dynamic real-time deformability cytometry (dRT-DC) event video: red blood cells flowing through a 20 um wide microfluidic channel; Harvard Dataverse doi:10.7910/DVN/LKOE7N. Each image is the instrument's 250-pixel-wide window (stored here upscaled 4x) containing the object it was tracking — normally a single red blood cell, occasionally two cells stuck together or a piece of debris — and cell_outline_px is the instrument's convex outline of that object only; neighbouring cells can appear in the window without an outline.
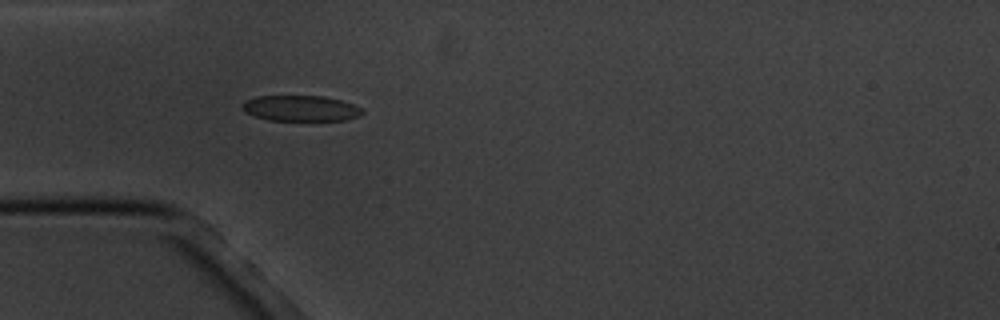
{"species": "common noctule bat (a hibernating species)", "species_latin": "Nyctalus noctula", "temperature_condition": "cold", "stored_images_in_passage": 6, "camera_frame_rate_fps": 3000, "um_per_image_px": 0.085, "animal": {"sex": "male", "body_mass_g": 20.1, "forearm_length_mm": 53.5}, "frame": {"image": 1, "passage_image": 5, "time_ms": 5.333, "image_size_px": [1000, 320], "cell_outline_px": [[364, 112], [360, 116], [344, 120], [268, 120], [244, 112], [240, 108], [240, 104], [244, 100], [256, 96], [324, 96], [340, 100], [352, 104], [360, 108]], "centroid_in_image_um": [25.49, 9.2], "position_along_channel_um": 59.5, "area_um2": 18.03}}
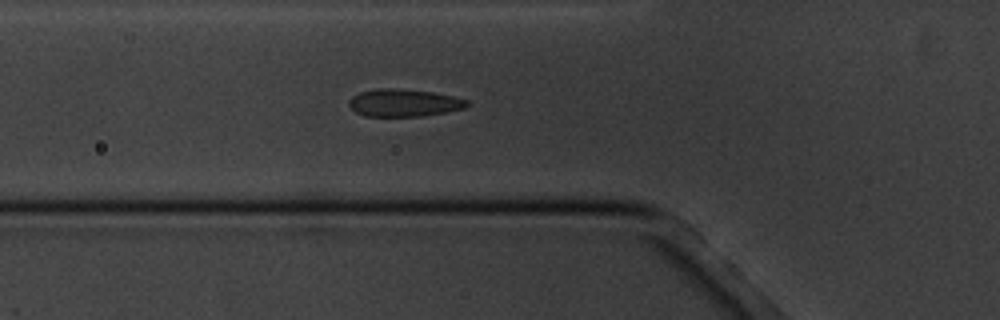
{"frame": {"image": 2, "passage_image": 6, "time_ms": 6.333, "image_size_px": [1000, 320], "cell_outline_px": [[468, 104], [464, 108], [448, 112], [420, 116], [364, 116], [356, 112], [348, 104], [348, 100], [352, 96], [360, 92], [376, 88], [396, 88], [432, 92], [452, 96], [468, 100]], "centroid_in_image_um": [34.3, 8.73], "position_along_channel_um": 91.5, "area_um2": 18.9}}